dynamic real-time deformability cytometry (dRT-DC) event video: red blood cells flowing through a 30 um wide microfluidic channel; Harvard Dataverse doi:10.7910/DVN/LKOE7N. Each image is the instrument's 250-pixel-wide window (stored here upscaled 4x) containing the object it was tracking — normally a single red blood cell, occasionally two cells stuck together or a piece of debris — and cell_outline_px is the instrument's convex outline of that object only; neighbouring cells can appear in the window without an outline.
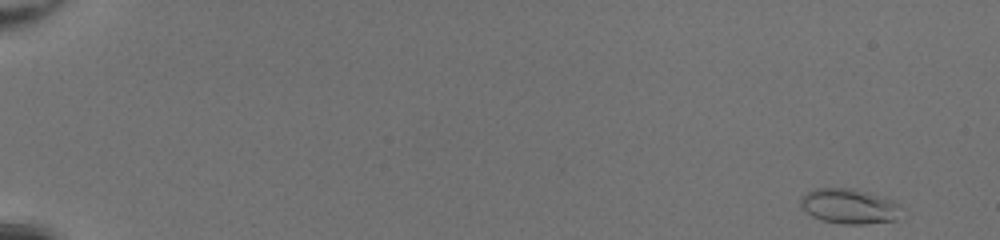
{"species": "common noctule bat (a hibernating species)", "species_latin": "Nyctalus noctula", "temperature_condition": "room temperature", "stored_images_in_passage": 49, "camera_frame_rate_fps": 3000, "um_per_image_px": 0.085, "animal": {"sex": "female", "body_mass_g": 20.0, "forearm_length_mm": 54.0}, "frame": {"image": 1, "passage_image": 1, "time_ms": 0.0, "image_size_px": [1000, 240], "cell_outline_px": [[900, 204], [896, 220], [864, 224], [844, 224], [824, 220], [812, 216], [800, 204], [800, 196], [816, 188], [856, 188], [892, 200]], "centroid_in_image_um": [72.17, 17.51], "position_along_channel_um": 12.8, "area_um2": 20.35}}
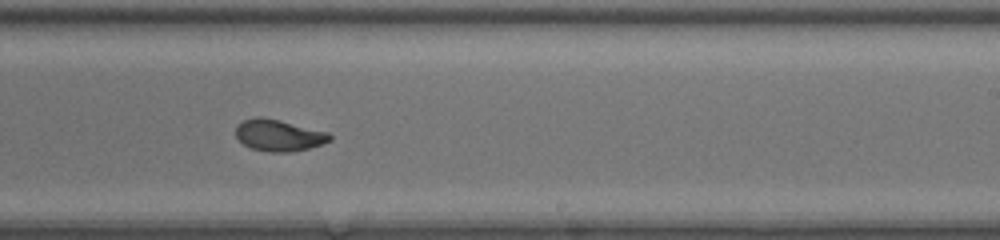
{"frame": {"image": 2, "passage_image": 32, "time_ms": 10.333, "image_size_px": [1000, 240], "cell_outline_px": [[332, 140], [308, 148], [288, 152], [272, 152], [252, 148], [244, 144], [236, 136], [236, 124], [244, 120], [256, 116], [260, 116], [280, 120], [328, 132], [332, 136]], "centroid_in_image_um": [23.68, 11.48], "position_along_channel_um": 265.3, "area_um2": 17.17}}
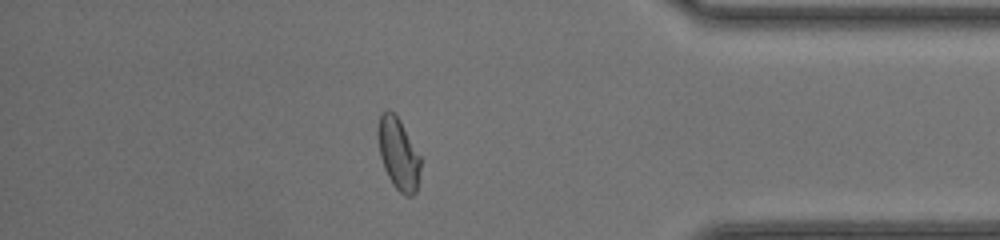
{"frame": {"image": 3, "passage_image": 43, "time_ms": 14.0, "image_size_px": [1000, 240], "cell_outline_px": [[420, 168], [416, 192], [412, 196], [404, 196], [392, 184], [384, 168], [380, 156], [376, 136], [376, 128], [380, 112], [388, 108], [400, 120], [420, 156]], "centroid_in_image_um": [33.82, 13.04], "position_along_channel_um": 401.4, "area_um2": 18.03}, "authors_computed_cell_mechanics": {"area_um2": 17.9758, "velocity_mm_per_s": 4.2869, "shape_relaxation_time_tau1_ms": 4.2074, "shape_relaxation_time_tau2_ms": 1.1615, "deformation_change_tau1": 0.1775, "deformation_change_tau2": 0.055}}